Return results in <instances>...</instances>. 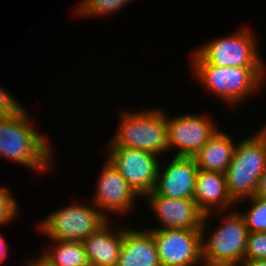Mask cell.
Masks as SVG:
<instances>
[{"instance_id": "cell-1", "label": "cell", "mask_w": 266, "mask_h": 266, "mask_svg": "<svg viewBox=\"0 0 266 266\" xmlns=\"http://www.w3.org/2000/svg\"><path fill=\"white\" fill-rule=\"evenodd\" d=\"M33 123L24 107L16 114L0 118V157L39 173L48 171L53 164L52 148Z\"/></svg>"}, {"instance_id": "cell-2", "label": "cell", "mask_w": 266, "mask_h": 266, "mask_svg": "<svg viewBox=\"0 0 266 266\" xmlns=\"http://www.w3.org/2000/svg\"><path fill=\"white\" fill-rule=\"evenodd\" d=\"M107 147H125L161 156L169 151L166 113L162 109L124 111Z\"/></svg>"}, {"instance_id": "cell-3", "label": "cell", "mask_w": 266, "mask_h": 266, "mask_svg": "<svg viewBox=\"0 0 266 266\" xmlns=\"http://www.w3.org/2000/svg\"><path fill=\"white\" fill-rule=\"evenodd\" d=\"M255 134L236 144L225 173L228 193L236 203L255 195L266 168V144Z\"/></svg>"}, {"instance_id": "cell-4", "label": "cell", "mask_w": 266, "mask_h": 266, "mask_svg": "<svg viewBox=\"0 0 266 266\" xmlns=\"http://www.w3.org/2000/svg\"><path fill=\"white\" fill-rule=\"evenodd\" d=\"M195 77L208 91L234 105L257 93L265 79L266 68L221 67L191 64ZM265 74V75H264ZM263 80V81H262ZM246 97V98H245Z\"/></svg>"}, {"instance_id": "cell-5", "label": "cell", "mask_w": 266, "mask_h": 266, "mask_svg": "<svg viewBox=\"0 0 266 266\" xmlns=\"http://www.w3.org/2000/svg\"><path fill=\"white\" fill-rule=\"evenodd\" d=\"M234 211L229 210V215L206 240L209 216L204 217L201 228L203 266L240 265L245 259L248 230L241 211Z\"/></svg>"}, {"instance_id": "cell-6", "label": "cell", "mask_w": 266, "mask_h": 266, "mask_svg": "<svg viewBox=\"0 0 266 266\" xmlns=\"http://www.w3.org/2000/svg\"><path fill=\"white\" fill-rule=\"evenodd\" d=\"M249 27L235 34L213 39L195 49L192 64H212L221 67L266 68Z\"/></svg>"}, {"instance_id": "cell-7", "label": "cell", "mask_w": 266, "mask_h": 266, "mask_svg": "<svg viewBox=\"0 0 266 266\" xmlns=\"http://www.w3.org/2000/svg\"><path fill=\"white\" fill-rule=\"evenodd\" d=\"M108 220L93 204L76 202L48 214L38 227L51 240L82 242Z\"/></svg>"}, {"instance_id": "cell-8", "label": "cell", "mask_w": 266, "mask_h": 266, "mask_svg": "<svg viewBox=\"0 0 266 266\" xmlns=\"http://www.w3.org/2000/svg\"><path fill=\"white\" fill-rule=\"evenodd\" d=\"M106 148L109 151L108 161L119 170L128 185L141 198L154 190L160 163L159 156L134 148Z\"/></svg>"}, {"instance_id": "cell-9", "label": "cell", "mask_w": 266, "mask_h": 266, "mask_svg": "<svg viewBox=\"0 0 266 266\" xmlns=\"http://www.w3.org/2000/svg\"><path fill=\"white\" fill-rule=\"evenodd\" d=\"M161 266L203 265L201 229H150Z\"/></svg>"}, {"instance_id": "cell-10", "label": "cell", "mask_w": 266, "mask_h": 266, "mask_svg": "<svg viewBox=\"0 0 266 266\" xmlns=\"http://www.w3.org/2000/svg\"><path fill=\"white\" fill-rule=\"evenodd\" d=\"M169 151L179 148L177 157H193L219 130L206 115L184 114L167 117Z\"/></svg>"}, {"instance_id": "cell-11", "label": "cell", "mask_w": 266, "mask_h": 266, "mask_svg": "<svg viewBox=\"0 0 266 266\" xmlns=\"http://www.w3.org/2000/svg\"><path fill=\"white\" fill-rule=\"evenodd\" d=\"M97 182L96 193L92 196L91 202L108 219L106 214L109 211L119 215L128 214L134 208V201L141 198L108 160Z\"/></svg>"}, {"instance_id": "cell-12", "label": "cell", "mask_w": 266, "mask_h": 266, "mask_svg": "<svg viewBox=\"0 0 266 266\" xmlns=\"http://www.w3.org/2000/svg\"><path fill=\"white\" fill-rule=\"evenodd\" d=\"M143 198L148 200L150 207L163 225L151 229H201L205 214L200 210L194 199L171 198L157 194L154 190Z\"/></svg>"}, {"instance_id": "cell-13", "label": "cell", "mask_w": 266, "mask_h": 266, "mask_svg": "<svg viewBox=\"0 0 266 266\" xmlns=\"http://www.w3.org/2000/svg\"><path fill=\"white\" fill-rule=\"evenodd\" d=\"M158 167L157 182L154 191L171 198L194 199L198 167L192 157L174 156L164 170Z\"/></svg>"}, {"instance_id": "cell-14", "label": "cell", "mask_w": 266, "mask_h": 266, "mask_svg": "<svg viewBox=\"0 0 266 266\" xmlns=\"http://www.w3.org/2000/svg\"><path fill=\"white\" fill-rule=\"evenodd\" d=\"M194 200L205 216L209 217L216 211L231 210L230 207L236 204L228 193L225 174L201 169H198L196 177Z\"/></svg>"}, {"instance_id": "cell-15", "label": "cell", "mask_w": 266, "mask_h": 266, "mask_svg": "<svg viewBox=\"0 0 266 266\" xmlns=\"http://www.w3.org/2000/svg\"><path fill=\"white\" fill-rule=\"evenodd\" d=\"M111 220L82 243L90 266H117L123 241V227L111 230Z\"/></svg>"}, {"instance_id": "cell-16", "label": "cell", "mask_w": 266, "mask_h": 266, "mask_svg": "<svg viewBox=\"0 0 266 266\" xmlns=\"http://www.w3.org/2000/svg\"><path fill=\"white\" fill-rule=\"evenodd\" d=\"M117 266H161L152 231L123 227L122 248Z\"/></svg>"}, {"instance_id": "cell-17", "label": "cell", "mask_w": 266, "mask_h": 266, "mask_svg": "<svg viewBox=\"0 0 266 266\" xmlns=\"http://www.w3.org/2000/svg\"><path fill=\"white\" fill-rule=\"evenodd\" d=\"M236 144L224 131L217 133L192 157L198 169L226 173Z\"/></svg>"}, {"instance_id": "cell-18", "label": "cell", "mask_w": 266, "mask_h": 266, "mask_svg": "<svg viewBox=\"0 0 266 266\" xmlns=\"http://www.w3.org/2000/svg\"><path fill=\"white\" fill-rule=\"evenodd\" d=\"M55 247L44 251L41 257L51 266H90L85 248L80 241L52 240Z\"/></svg>"}, {"instance_id": "cell-19", "label": "cell", "mask_w": 266, "mask_h": 266, "mask_svg": "<svg viewBox=\"0 0 266 266\" xmlns=\"http://www.w3.org/2000/svg\"><path fill=\"white\" fill-rule=\"evenodd\" d=\"M130 1L132 0H83L75 8V13L80 17L109 15L119 11Z\"/></svg>"}, {"instance_id": "cell-20", "label": "cell", "mask_w": 266, "mask_h": 266, "mask_svg": "<svg viewBox=\"0 0 266 266\" xmlns=\"http://www.w3.org/2000/svg\"><path fill=\"white\" fill-rule=\"evenodd\" d=\"M248 199L252 207L247 213L241 212L248 232H266V198L254 195Z\"/></svg>"}, {"instance_id": "cell-21", "label": "cell", "mask_w": 266, "mask_h": 266, "mask_svg": "<svg viewBox=\"0 0 266 266\" xmlns=\"http://www.w3.org/2000/svg\"><path fill=\"white\" fill-rule=\"evenodd\" d=\"M17 200L9 191V188L0 186V225H7L18 216Z\"/></svg>"}, {"instance_id": "cell-22", "label": "cell", "mask_w": 266, "mask_h": 266, "mask_svg": "<svg viewBox=\"0 0 266 266\" xmlns=\"http://www.w3.org/2000/svg\"><path fill=\"white\" fill-rule=\"evenodd\" d=\"M245 259H266V232H248Z\"/></svg>"}, {"instance_id": "cell-23", "label": "cell", "mask_w": 266, "mask_h": 266, "mask_svg": "<svg viewBox=\"0 0 266 266\" xmlns=\"http://www.w3.org/2000/svg\"><path fill=\"white\" fill-rule=\"evenodd\" d=\"M23 106L16 101L13 95L0 87V118L18 113Z\"/></svg>"}, {"instance_id": "cell-24", "label": "cell", "mask_w": 266, "mask_h": 266, "mask_svg": "<svg viewBox=\"0 0 266 266\" xmlns=\"http://www.w3.org/2000/svg\"><path fill=\"white\" fill-rule=\"evenodd\" d=\"M258 197L266 198V168L259 179L258 187L255 192Z\"/></svg>"}, {"instance_id": "cell-25", "label": "cell", "mask_w": 266, "mask_h": 266, "mask_svg": "<svg viewBox=\"0 0 266 266\" xmlns=\"http://www.w3.org/2000/svg\"><path fill=\"white\" fill-rule=\"evenodd\" d=\"M240 266H266V259H244Z\"/></svg>"}, {"instance_id": "cell-26", "label": "cell", "mask_w": 266, "mask_h": 266, "mask_svg": "<svg viewBox=\"0 0 266 266\" xmlns=\"http://www.w3.org/2000/svg\"><path fill=\"white\" fill-rule=\"evenodd\" d=\"M26 266H51L46 260H44L40 255L34 257V259L28 260L25 264Z\"/></svg>"}, {"instance_id": "cell-27", "label": "cell", "mask_w": 266, "mask_h": 266, "mask_svg": "<svg viewBox=\"0 0 266 266\" xmlns=\"http://www.w3.org/2000/svg\"><path fill=\"white\" fill-rule=\"evenodd\" d=\"M7 249L8 246L6 244V240L0 234V264L3 263L4 260H6Z\"/></svg>"}, {"instance_id": "cell-28", "label": "cell", "mask_w": 266, "mask_h": 266, "mask_svg": "<svg viewBox=\"0 0 266 266\" xmlns=\"http://www.w3.org/2000/svg\"><path fill=\"white\" fill-rule=\"evenodd\" d=\"M258 134L266 144V126L262 128L261 130H259Z\"/></svg>"}, {"instance_id": "cell-29", "label": "cell", "mask_w": 266, "mask_h": 266, "mask_svg": "<svg viewBox=\"0 0 266 266\" xmlns=\"http://www.w3.org/2000/svg\"><path fill=\"white\" fill-rule=\"evenodd\" d=\"M212 266H240V265H212Z\"/></svg>"}]
</instances>
